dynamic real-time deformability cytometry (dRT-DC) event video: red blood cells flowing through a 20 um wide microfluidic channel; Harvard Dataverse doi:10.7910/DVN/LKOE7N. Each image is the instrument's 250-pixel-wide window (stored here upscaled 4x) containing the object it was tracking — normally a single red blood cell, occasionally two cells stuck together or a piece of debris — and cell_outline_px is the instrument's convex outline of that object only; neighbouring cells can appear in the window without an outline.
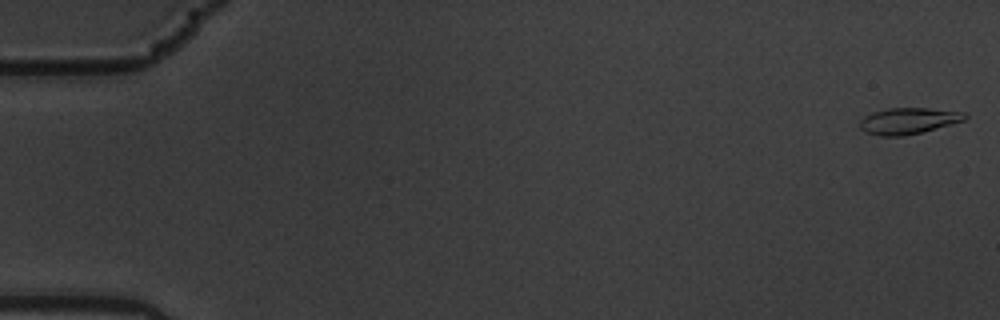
{"species": "common noctule bat (a hibernating species)", "species_latin": "Nyctalus noctula", "temperature_condition": "warm", "stored_images_in_passage": 57, "camera_frame_rate_fps": 3000, "um_per_image_px": 0.085, "animal": {"sex": "male", "body_mass_g": 19.5, "forearm_length_mm": 54.6}, "frame": {"image": 1, "passage_image": 1, "time_ms": 0.0, "image_size_px": [1000, 320], "cell_outline_px": [[968, 116], [964, 120], [920, 132], [904, 136], [880, 136], [868, 132], [860, 128], [860, 120], [864, 116], [872, 112], [888, 108], [928, 108], [968, 112]], "centroid_in_image_um": [77.21, 10.26], "position_along_channel_um": 7.8, "area_um2": 15.95}}
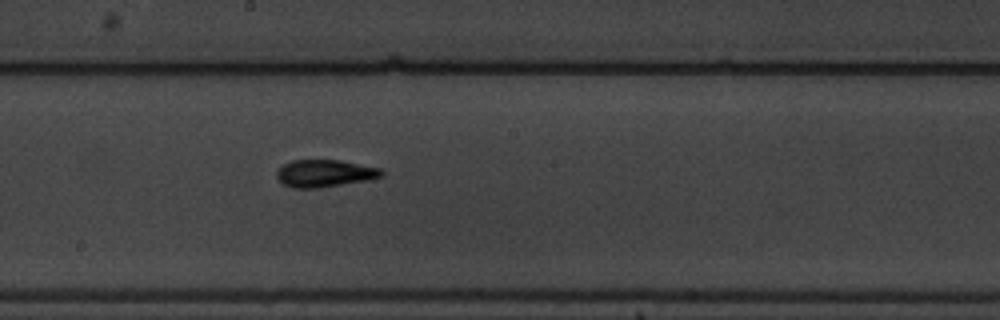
{"frame": {"image": 2, "passage_image": 32, "time_ms": 10.333, "image_size_px": [1000, 320], "cell_outline_px": [[384, 176], [368, 180], [320, 188], [292, 188], [284, 184], [276, 176], [276, 172], [284, 164], [292, 160], [340, 160], [380, 168], [384, 172]], "centroid_in_image_um": [27.62, 14.74], "position_along_channel_um": 220.6, "area_um2": 16.7}}
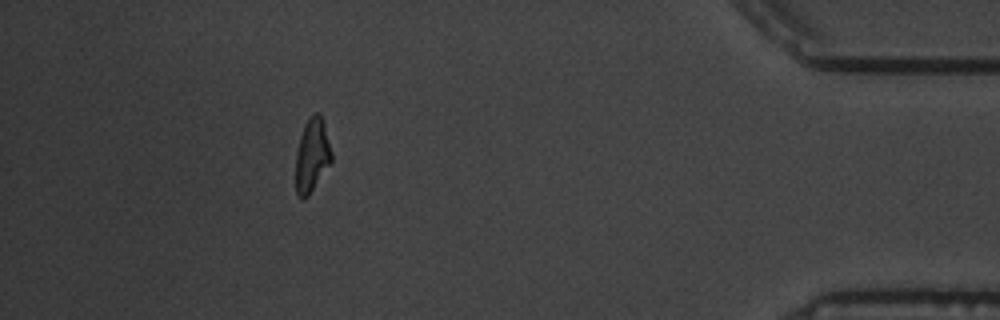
{"frame": {"image": 3, "passage_image": 52, "time_ms": 17.0, "image_size_px": [1000, 320], "cell_outline_px": [[332, 160], [308, 196], [304, 200], [300, 200], [296, 192], [296, 152], [300, 136], [304, 124], [312, 112], [320, 112], [324, 124], [332, 152]], "centroid_in_image_um": [26.51, 13.18], "position_along_channel_um": 408.7, "area_um2": 15.43}, "authors_computed_cell_mechanics": {"area_um2": 16.1262, "velocity_mm_per_s": 3.5677, "shape_relaxation_time_tau1_ms": 7.5273, "shape_relaxation_time_tau2_ms": 3.105, "deformation_change_tau1": 0.2828, "deformation_change_tau2": 0.1193}}